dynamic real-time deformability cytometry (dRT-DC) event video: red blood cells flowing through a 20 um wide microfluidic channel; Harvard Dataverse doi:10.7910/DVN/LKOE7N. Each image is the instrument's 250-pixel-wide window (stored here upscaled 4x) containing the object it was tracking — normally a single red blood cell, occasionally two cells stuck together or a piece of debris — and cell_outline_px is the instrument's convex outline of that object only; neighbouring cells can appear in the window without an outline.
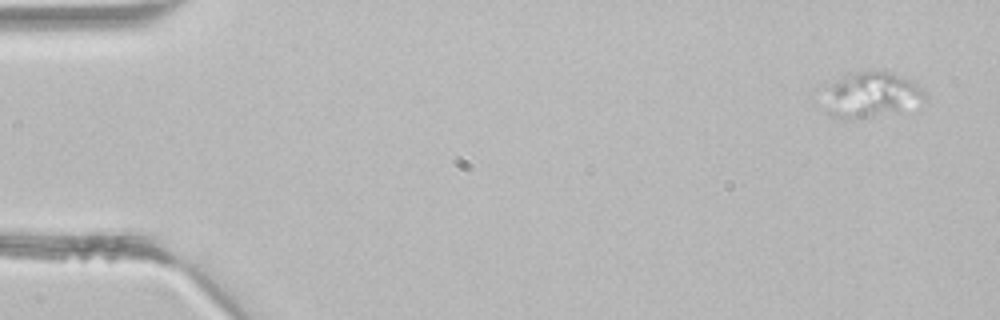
{"species": "common noctule bat (a hibernating species)", "species_latin": "Nyctalus noctula", "temperature_condition": "room temperature", "stored_images_in_passage": 4, "camera_frame_rate_fps": 3000, "um_per_image_px": 0.085, "animal": {"sex": "male", "body_mass_g": 21.5, "forearm_length_mm": 52.0}, "frame": {"image": 1, "passage_image": 1, "time_ms": 0.0, "image_size_px": [1000, 320], "cell_outline_px": [[928, 96], [896, 108], [848, 120], [832, 116], [824, 112], [832, 84], [836, 80], [844, 76], [860, 72], [888, 72], [900, 76], [924, 88], [928, 92]], "centroid_in_image_um": [74.0, 8.02], "position_along_channel_um": 11.0, "area_um2": 24.45}}
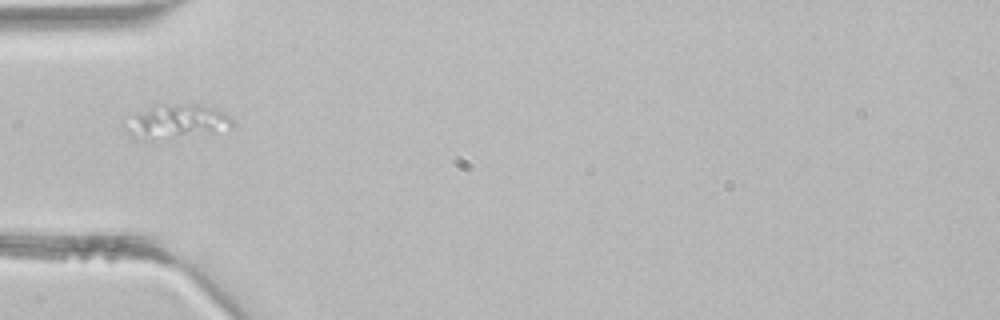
{"frame": {"image": 2, "passage_image": 4, "time_ms": 1.0, "image_size_px": [1000, 320], "cell_outline_px": [[232, 128], [216, 132], [152, 140], [132, 140], [124, 128], [136, 112], [164, 104], [196, 104], [216, 108], [224, 112], [232, 120]], "centroid_in_image_um": [15.01, 10.35], "position_along_channel_um": 70.0, "area_um2": 21.21}}